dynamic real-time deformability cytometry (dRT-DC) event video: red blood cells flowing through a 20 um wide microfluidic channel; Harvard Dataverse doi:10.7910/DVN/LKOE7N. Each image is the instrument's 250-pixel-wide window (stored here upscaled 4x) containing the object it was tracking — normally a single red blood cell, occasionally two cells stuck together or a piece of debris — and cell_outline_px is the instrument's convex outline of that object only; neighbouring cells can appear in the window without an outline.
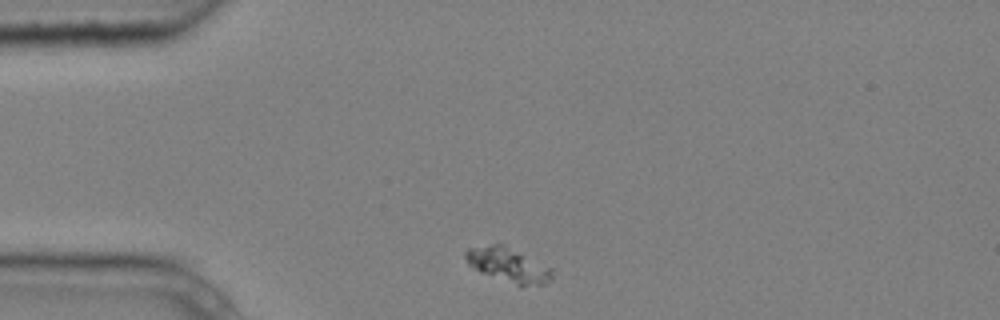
{"species": "common noctule bat (a hibernating species)", "species_latin": "Nyctalus noctula", "temperature_condition": "cold", "stored_images_in_passage": 8, "camera_frame_rate_fps": 3000, "um_per_image_px": 0.085, "animal": {"sex": "male", "body_mass_g": 20.4}, "frame": {"image": 1, "passage_image": 1, "time_ms": 0.0, "image_size_px": [1000, 320], "cell_outline_px": [[552, 280], [544, 284], [520, 288], [480, 272], [468, 264], [464, 256], [464, 252], [468, 248], [492, 244], [504, 244], [552, 268]], "centroid_in_image_um": [43.21, 22.56], "position_along_channel_um": 41.8, "area_um2": 17.74}}
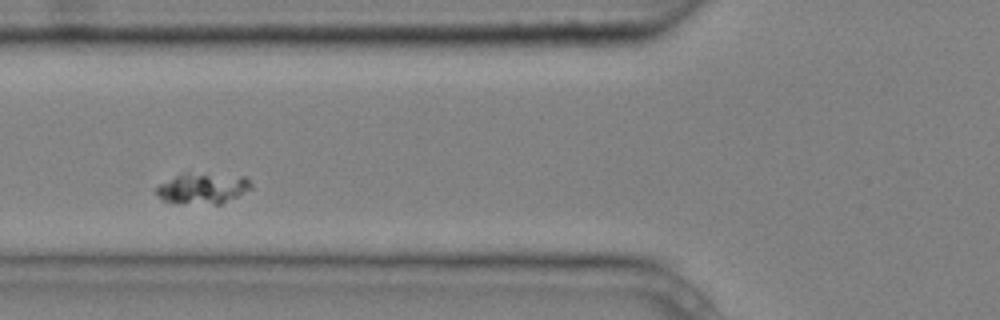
{"frame": {"image": 2, "passage_image": 3, "time_ms": 0.667, "image_size_px": [1000, 320], "cell_outline_px": [[252, 188], [220, 204], [176, 204], [164, 200], [156, 192], [156, 188], [160, 184], [184, 172], [188, 172], [248, 176], [252, 184]], "centroid_in_image_um": [17.25, 16.0], "position_along_channel_um": 108.5, "area_um2": 17.17}}